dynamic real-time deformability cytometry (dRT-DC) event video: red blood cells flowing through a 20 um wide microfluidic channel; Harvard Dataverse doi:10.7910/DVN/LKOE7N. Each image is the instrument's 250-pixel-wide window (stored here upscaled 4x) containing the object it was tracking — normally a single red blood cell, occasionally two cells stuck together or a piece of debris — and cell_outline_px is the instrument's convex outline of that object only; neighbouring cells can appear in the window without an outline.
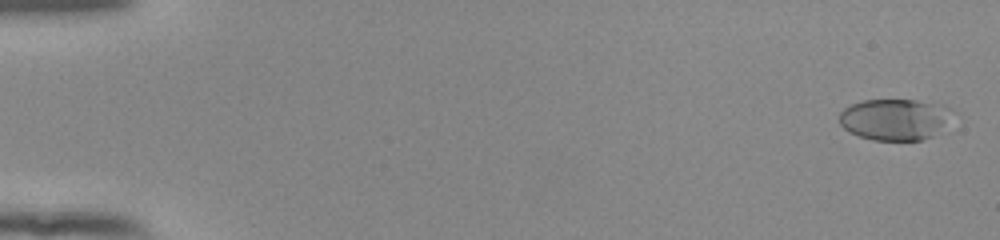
{"species": "human", "species_latin": "Homo sapiens", "temperature_condition": "room temperature", "stored_images_in_passage": 54, "camera_frame_rate_fps": 3000, "um_per_image_px": 0.085, "donor": {"sex": "female"}, "frame": {"image": 1, "passage_image": 2, "time_ms": 0.333, "image_size_px": [1000, 240], "cell_outline_px": [[952, 108], [932, 136], [920, 140], [872, 140], [848, 132], [840, 124], [840, 112], [844, 108], [852, 104], [864, 100], [916, 100], [940, 104]], "centroid_in_image_um": [75.94, 10.14], "position_along_channel_um": 9.1, "area_um2": 26.53}}
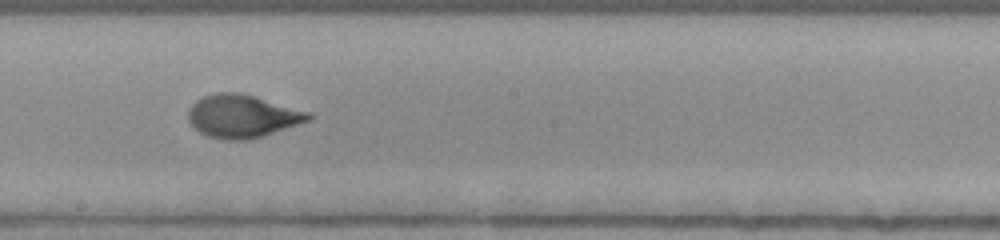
{"frame": {"image": 2, "passage_image": 32, "time_ms": 10.333, "image_size_px": [1000, 240], "cell_outline_px": [[316, 116], [312, 120], [264, 136], [248, 140], [228, 140], [208, 136], [200, 132], [188, 120], [188, 108], [196, 100], [204, 96], [216, 92], [240, 92], [312, 112]], "centroid_in_image_um": [20.66, 9.87], "position_along_channel_um": 227.5, "area_um2": 30.46}}
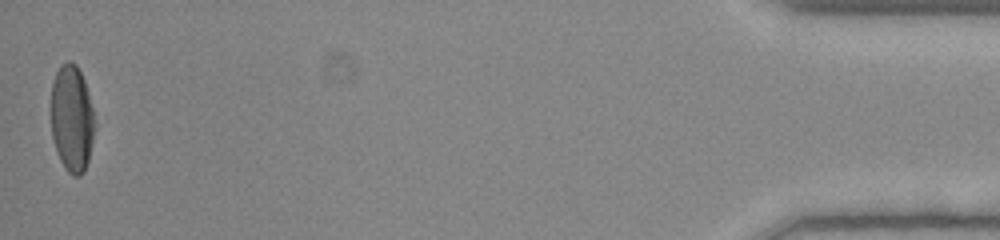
{"frame": {"image": 3, "passage_image": 54, "time_ms": 17.667, "image_size_px": [1000, 240], "cell_outline_px": [[96, 124], [88, 160], [84, 172], [80, 176], [72, 176], [64, 168], [60, 160], [52, 136], [52, 80], [60, 64], [68, 60], [72, 60], [76, 64], [84, 80], [92, 108]], "centroid_in_image_um": [6.11, 10.07], "position_along_channel_um": 429.1, "area_um2": 27.22}, "authors_computed_cell_mechanics": {"area_um2": 28.6399, "velocity_mm_per_s": 3.9199, "shape_relaxation_time_tau1_ms": 4.2225, "shape_relaxation_time_tau2_ms": 0.791, "deformation_change_tau1": 0.2033, "deformation_change_tau2": 0.0567}}